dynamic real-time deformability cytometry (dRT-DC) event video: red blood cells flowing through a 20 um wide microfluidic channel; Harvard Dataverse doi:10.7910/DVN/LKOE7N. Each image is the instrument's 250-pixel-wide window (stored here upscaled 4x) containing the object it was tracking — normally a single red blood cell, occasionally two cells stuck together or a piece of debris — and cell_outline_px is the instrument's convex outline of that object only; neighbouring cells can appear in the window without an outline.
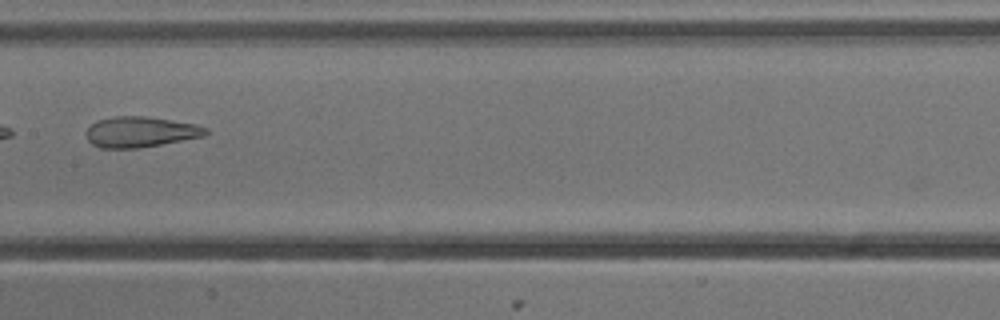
{"species": "common noctule bat (a hibernating species)", "species_latin": "Nyctalus noctula", "temperature_condition": "cold", "stored_images_in_passage": 9, "camera_frame_rate_fps": 3000, "um_per_image_px": 0.085, "animal": {"sex": "male", "body_mass_g": 13.3}, "frame": {"image": 1, "passage_image": 8, "time_ms": 2.333, "image_size_px": [1000, 320], "cell_outline_px": [[208, 132], [204, 136], [140, 148], [100, 148], [92, 144], [88, 140], [84, 132], [96, 120], [112, 116], [148, 116], [196, 124], [208, 128]], "centroid_in_image_um": [11.91, 11.2], "position_along_channel_um": 195.5, "area_um2": 21.5}}
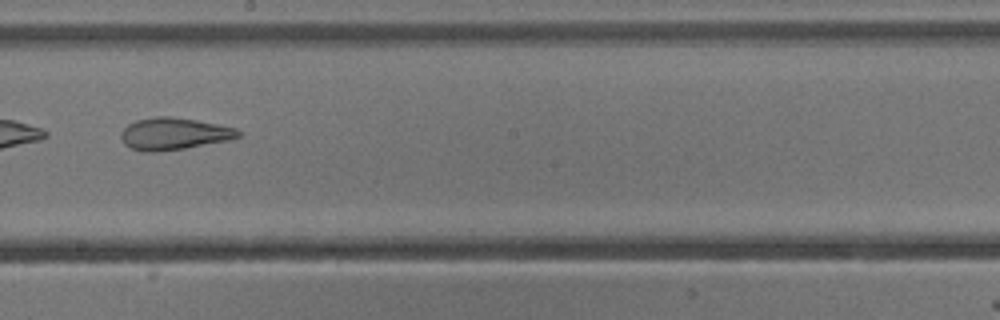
{"frame": {"image": 2, "passage_image": 9, "time_ms": 2.667, "image_size_px": [1000, 320], "cell_outline_px": [[240, 136], [228, 140], [184, 148], [156, 152], [144, 152], [132, 148], [124, 144], [120, 136], [120, 132], [128, 124], [136, 120], [156, 116], [168, 116], [196, 120], [236, 128], [240, 132]], "centroid_in_image_um": [14.74, 11.37], "position_along_channel_um": 233.5, "area_um2": 21.73}}